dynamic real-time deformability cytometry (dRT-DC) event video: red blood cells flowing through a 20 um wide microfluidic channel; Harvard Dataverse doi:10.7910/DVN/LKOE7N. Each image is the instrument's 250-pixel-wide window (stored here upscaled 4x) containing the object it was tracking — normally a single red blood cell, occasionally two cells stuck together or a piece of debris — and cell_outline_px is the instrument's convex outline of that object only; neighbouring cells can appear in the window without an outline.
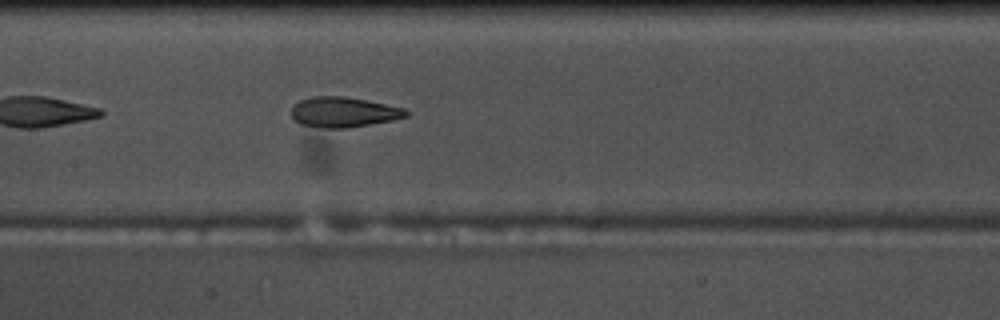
{"species": "common noctule bat (a hibernating species)", "species_latin": "Nyctalus noctula", "temperature_condition": "warm", "stored_images_in_passage": 40, "camera_frame_rate_fps": 3000, "um_per_image_px": 0.085, "animal": {"sex": "male", "body_mass_g": 17.5, "forearm_length_mm": 52.3}, "frame": {"image": 1, "passage_image": 12, "time_ms": 3.667, "image_size_px": [1000, 320], "cell_outline_px": [[408, 116], [392, 120], [348, 128], [324, 128], [300, 124], [292, 116], [292, 108], [300, 100], [312, 96], [344, 96], [404, 108], [408, 112]], "centroid_in_image_um": [29.19, 9.53], "position_along_channel_um": 178.2, "area_um2": 19.94}}
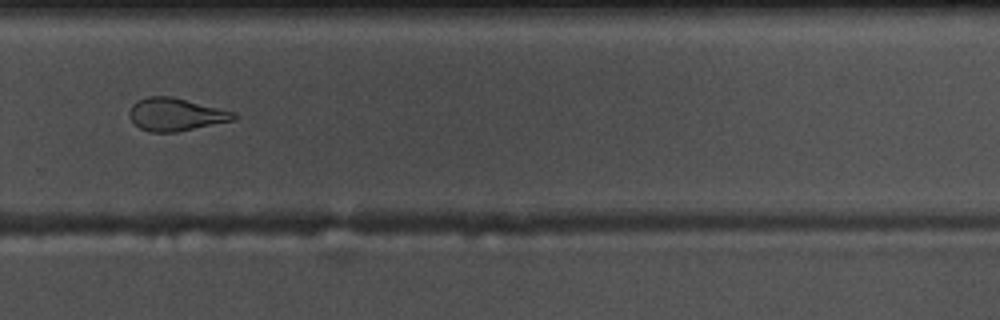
{"frame": {"image": 2, "passage_image": 23, "time_ms": 7.333, "image_size_px": [1000, 320], "cell_outline_px": [[240, 116], [236, 120], [176, 132], [148, 132], [140, 128], [132, 120], [128, 112], [132, 104], [148, 96], [172, 96], [236, 112]], "centroid_in_image_um": [14.99, 9.73], "position_along_channel_um": 314.8, "area_um2": 20.06}, "authors_computed_cell_mechanics": {"area_um2": 20.4901, "velocity_mm_per_s": 3.7312, "shape_relaxation_time_tau1_ms": 3.8438, "shape_relaxation_time_tau2_ms": 2.0448, "deformation_change_tau1": 0.1567, "deformation_change_tau2": 0.1083}}